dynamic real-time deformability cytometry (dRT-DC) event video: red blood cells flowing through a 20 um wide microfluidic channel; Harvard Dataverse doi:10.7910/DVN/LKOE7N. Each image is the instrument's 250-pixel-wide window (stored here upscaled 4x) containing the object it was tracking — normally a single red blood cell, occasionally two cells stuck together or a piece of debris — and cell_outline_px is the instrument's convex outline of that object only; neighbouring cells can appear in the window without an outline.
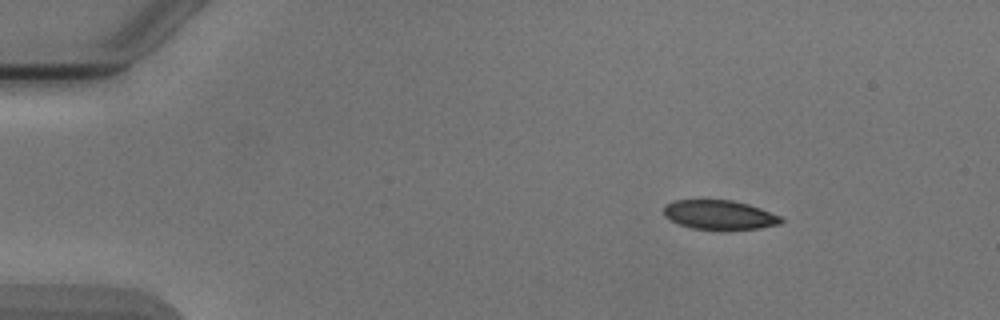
{"species": "Egyptian fruit bat (a non-hibernating species)", "species_latin": "Rousettus aegyptiacus", "temperature_condition": "cold", "stored_images_in_passage": 4, "camera_frame_rate_fps": 3000, "um_per_image_px": 0.085, "animal": {"sex": "male"}, "frame": {"image": 1, "passage_image": 1, "time_ms": 0.0, "image_size_px": [1000, 320], "cell_outline_px": [[784, 220], [780, 224], [756, 228], [692, 228], [680, 224], [664, 216], [664, 204], [676, 200], [732, 200], [748, 204], [760, 208], [780, 216]], "centroid_in_image_um": [61.13, 18.23], "position_along_channel_um": 23.9, "area_um2": 19.48}}
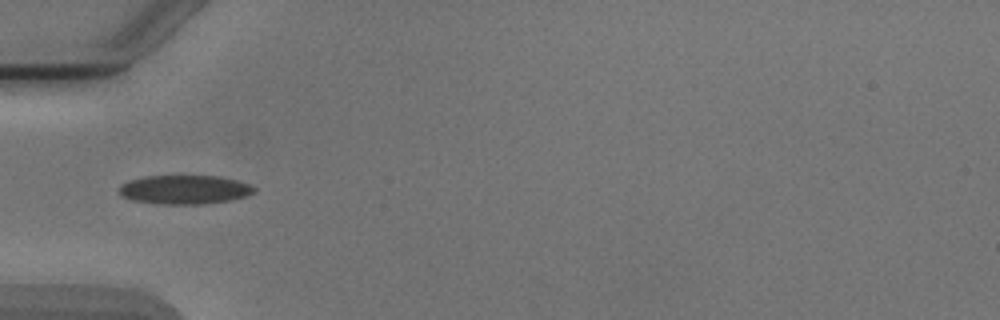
{"frame": {"image": 2, "passage_image": 4, "time_ms": 3.333, "image_size_px": [1000, 320], "cell_outline_px": [[256, 192], [248, 196], [232, 200], [204, 204], [160, 204], [132, 200], [120, 196], [116, 188], [120, 184], [128, 180], [144, 176], [220, 176], [236, 180], [248, 184], [256, 188]], "centroid_in_image_um": [15.65, 16.12], "position_along_channel_um": 69.3, "area_um2": 23.18}}